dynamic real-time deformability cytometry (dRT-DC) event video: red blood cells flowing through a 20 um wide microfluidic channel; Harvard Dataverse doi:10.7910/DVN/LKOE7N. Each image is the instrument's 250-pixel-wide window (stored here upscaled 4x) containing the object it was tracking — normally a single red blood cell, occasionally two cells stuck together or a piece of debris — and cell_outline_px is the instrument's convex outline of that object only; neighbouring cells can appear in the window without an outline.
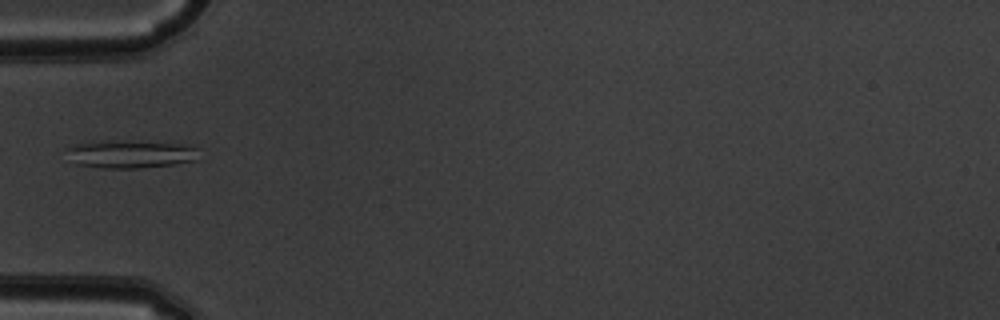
{"species": "common noctule bat (a hibernating species)", "species_latin": "Nyctalus noctula", "temperature_condition": "warm", "stored_images_in_passage": 34, "camera_frame_rate_fps": 3000, "um_per_image_px": 0.085, "animal": {"sex": "male", "body_mass_g": 19.5, "forearm_length_mm": 54.6}, "frame": {"image": 1, "passage_image": 1, "time_ms": 0.0, "image_size_px": [1000, 320], "cell_outline_px": [[196, 148], [192, 160], [172, 164], [140, 168], [100, 168], [76, 164], [64, 148], [76, 144], [120, 140], [184, 144]], "centroid_in_image_um": [11.0, 13.1], "position_along_channel_um": 74.0, "area_um2": 20.98}}
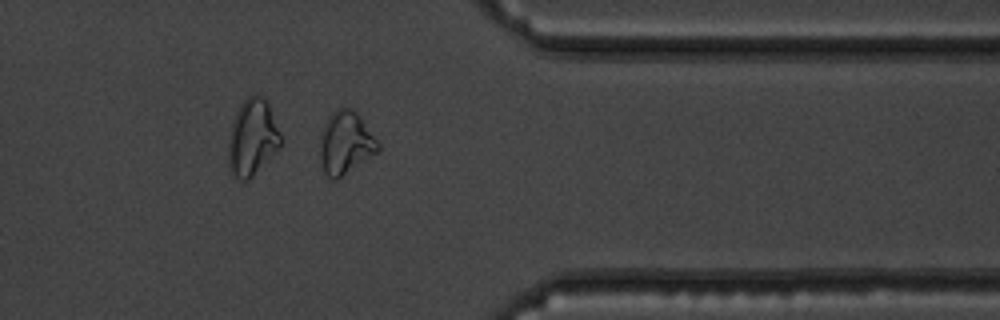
{"frame": {"image": 2, "passage_image": 25, "time_ms": 8.0, "image_size_px": [1000, 320], "cell_outline_px": [[380, 152], [336, 180], [332, 180], [324, 172], [320, 156], [320, 140], [324, 124], [332, 112], [340, 108], [348, 108], [356, 112], [360, 116], [380, 144]], "centroid_in_image_um": [29.4, 12.17], "position_along_channel_um": 382.0, "area_um2": 21.21}}